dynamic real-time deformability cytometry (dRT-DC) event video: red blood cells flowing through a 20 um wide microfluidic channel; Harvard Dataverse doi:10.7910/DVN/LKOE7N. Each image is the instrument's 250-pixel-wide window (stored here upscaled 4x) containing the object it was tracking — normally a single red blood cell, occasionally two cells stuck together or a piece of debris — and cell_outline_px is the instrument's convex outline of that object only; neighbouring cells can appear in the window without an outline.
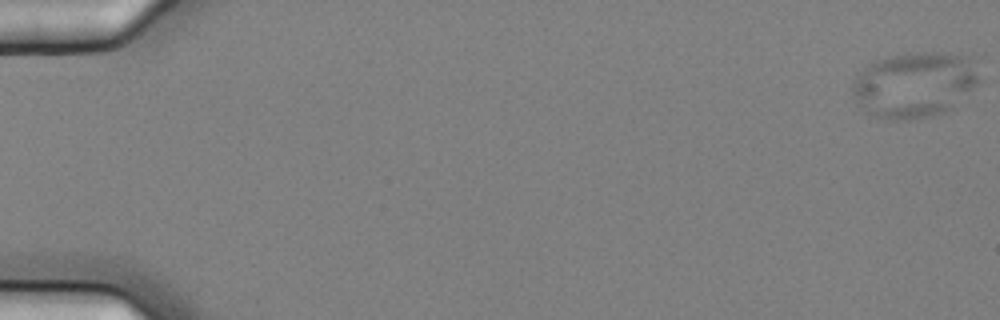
{"species": "common noctule bat (a hibernating species)", "species_latin": "Nyctalus noctula", "temperature_condition": "cold", "stored_images_in_passage": 9, "camera_frame_rate_fps": 3000, "um_per_image_px": 0.085, "animal": {"sex": "female", "body_mass_g": 25.1}, "frame": {"image": 1, "passage_image": 1, "time_ms": 0.0, "image_size_px": [1000, 320], "cell_outline_px": [[980, 80], [948, 112], [932, 116], [908, 120], [892, 120], [876, 116], [864, 112], [856, 104], [852, 96], [852, 84], [856, 76], [864, 68], [880, 60], [892, 56], [916, 52], [940, 52], [968, 56]], "centroid_in_image_um": [77.68, 7.23], "position_along_channel_um": 7.3, "area_um2": 48.26}}
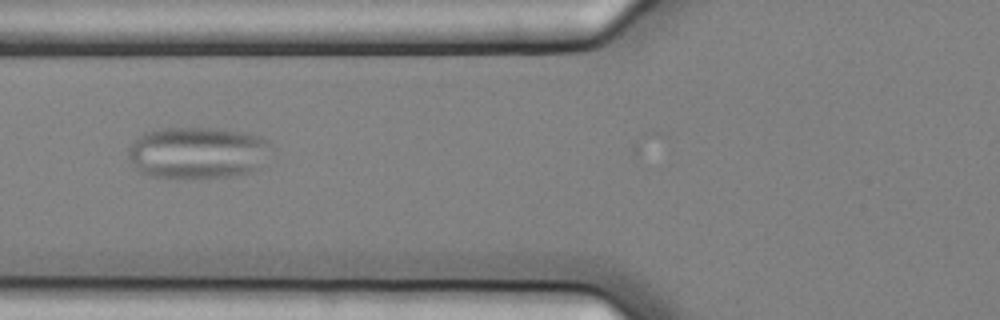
{"frame": {"image": 2, "passage_image": 7, "time_ms": 2.0, "image_size_px": [1000, 320], "cell_outline_px": [[272, 148], [252, 172], [236, 176], [148, 176], [140, 172], [128, 156], [128, 148], [136, 136], [144, 132], [164, 128], [212, 128], [244, 132], [260, 136], [268, 140], [272, 144]], "centroid_in_image_um": [16.78, 12.94], "position_along_channel_um": 109.0, "area_um2": 42.66}}